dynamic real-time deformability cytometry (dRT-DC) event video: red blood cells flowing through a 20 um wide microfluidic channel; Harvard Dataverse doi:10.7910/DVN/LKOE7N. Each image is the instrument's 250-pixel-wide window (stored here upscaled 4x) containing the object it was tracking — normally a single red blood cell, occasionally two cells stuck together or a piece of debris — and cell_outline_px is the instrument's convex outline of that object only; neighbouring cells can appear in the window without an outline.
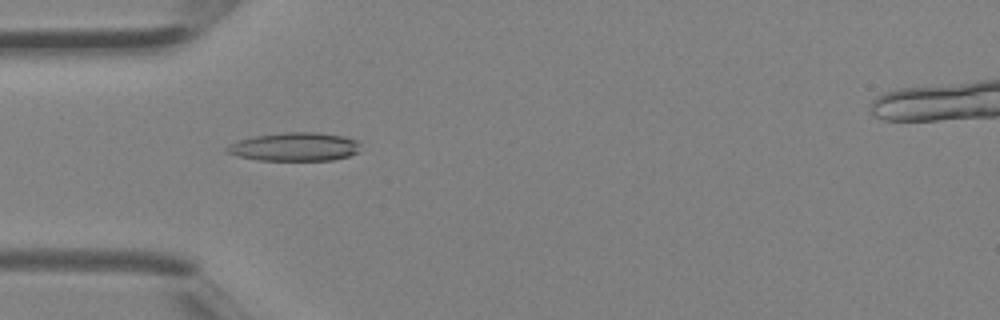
{"species": "Egyptian fruit bat (a non-hibernating species)", "species_latin": "Rousettus aegyptiacus", "temperature_condition": "room temperature", "stored_images_in_passage": 1, "camera_frame_rate_fps": 3000, "um_per_image_px": 0.085, "animal": {"sex": "female"}, "frame": {"image": 1, "passage_image": 1, "time_ms": 0.0, "image_size_px": [1000, 320], "cell_outline_px": [[360, 152], [348, 156], [332, 160], [260, 160], [236, 156], [224, 152], [224, 148], [228, 144], [240, 140], [256, 136], [284, 132], [320, 132], [344, 136], [360, 140]], "centroid_in_image_um": [25.07, 12.47], "position_along_channel_um": 59.9, "area_um2": 22.48}}